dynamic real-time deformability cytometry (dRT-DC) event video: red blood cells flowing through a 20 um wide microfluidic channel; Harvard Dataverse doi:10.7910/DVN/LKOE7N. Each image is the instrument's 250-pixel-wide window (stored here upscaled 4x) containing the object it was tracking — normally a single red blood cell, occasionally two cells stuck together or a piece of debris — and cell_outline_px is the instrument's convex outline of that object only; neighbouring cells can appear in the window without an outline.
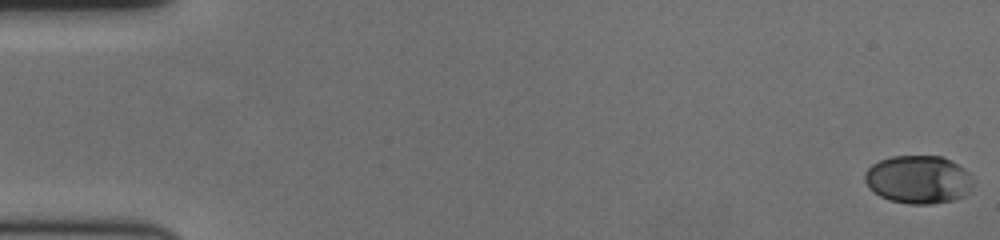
{"species": "human", "species_latin": "Homo sapiens", "temperature_condition": "cold", "stored_images_in_passage": 10, "camera_frame_rate_fps": 3000, "um_per_image_px": 0.085, "donor": {"sex": "female"}, "frame": {"image": 1, "passage_image": 1, "time_ms": 0.0, "image_size_px": [1000, 240], "cell_outline_px": [[972, 188], [964, 196], [952, 200], [932, 204], [908, 204], [888, 200], [872, 192], [868, 188], [864, 180], [864, 172], [872, 164], [880, 160], [892, 156], [940, 156], [952, 160], [964, 168], [968, 172], [972, 184]], "centroid_in_image_um": [78.02, 15.26], "position_along_channel_um": 7.0, "area_um2": 30.63}}